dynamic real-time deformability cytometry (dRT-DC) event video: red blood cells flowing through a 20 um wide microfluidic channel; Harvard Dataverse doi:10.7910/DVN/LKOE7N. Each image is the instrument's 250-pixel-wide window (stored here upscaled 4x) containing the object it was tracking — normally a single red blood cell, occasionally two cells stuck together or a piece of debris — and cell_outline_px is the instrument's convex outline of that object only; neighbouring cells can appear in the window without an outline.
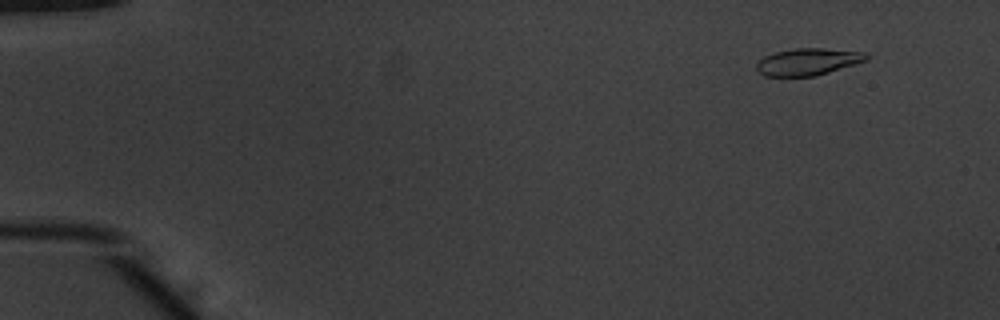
{"species": "common noctule bat (a hibernating species)", "species_latin": "Nyctalus noctula", "temperature_condition": "warm", "stored_images_in_passage": 53, "camera_frame_rate_fps": 3000, "um_per_image_px": 0.085, "animal": {"sex": "male", "body_mass_g": 20.1, "forearm_length_mm": 53.5}, "frame": {"image": 1, "passage_image": 5, "time_ms": 1.333, "image_size_px": [1000, 320], "cell_outline_px": [[868, 60], [856, 64], [816, 76], [764, 76], [756, 72], [756, 64], [764, 56], [776, 52], [796, 48], [824, 48], [864, 52], [868, 56]], "centroid_in_image_um": [68.66, 5.25], "position_along_channel_um": 16.3, "area_um2": 17.34}}
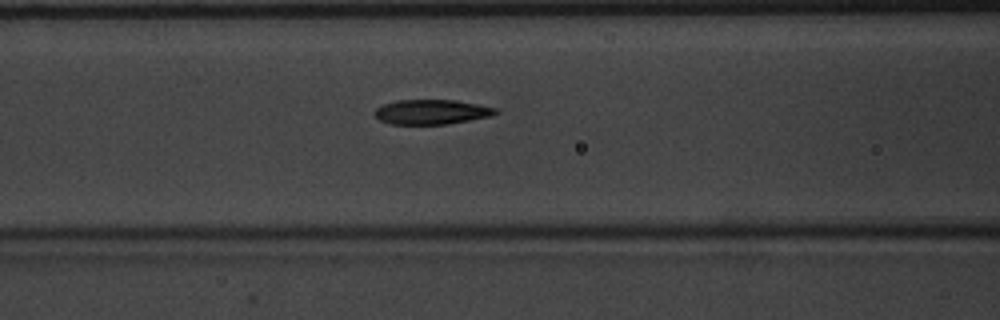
{"frame": {"image": 2, "passage_image": 23, "time_ms": 7.333, "image_size_px": [1000, 320], "cell_outline_px": [[500, 112], [492, 116], [448, 124], [388, 124], [380, 120], [376, 116], [376, 108], [384, 104], [396, 100], [456, 100], [496, 108]], "centroid_in_image_um": [36.71, 9.52], "position_along_channel_um": 129.9, "area_um2": 17.4}}
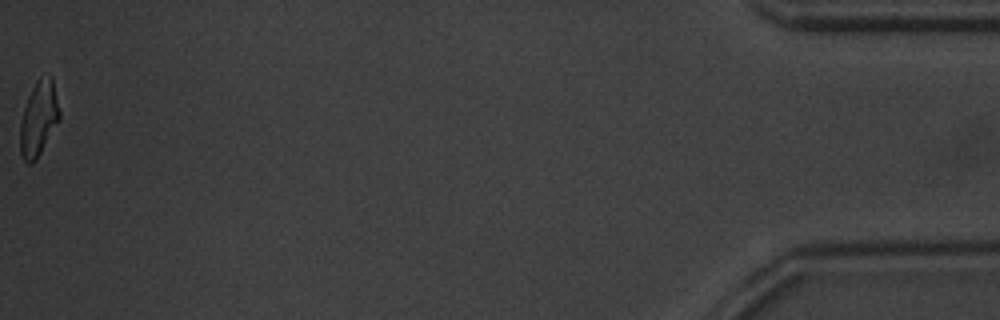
{"frame": {"image": 3, "passage_image": 53, "time_ms": 17.333, "image_size_px": [1000, 320], "cell_outline_px": [[60, 120], [36, 160], [32, 164], [28, 164], [24, 160], [20, 152], [20, 124], [24, 108], [28, 96], [36, 80], [40, 76], [52, 76], [60, 112]], "centroid_in_image_um": [3.29, 10.08], "position_along_channel_um": 431.9, "area_um2": 17.22}, "authors_computed_cell_mechanics": {"area_um2": 17.8024, "velocity_mm_per_s": 3.918, "shape_relaxation_time_tau1_ms": 4.3552, "shape_relaxation_time_tau2_ms": 2.3852, "deformation_change_tau1": 0.1826, "deformation_change_tau2": 0.0932}}